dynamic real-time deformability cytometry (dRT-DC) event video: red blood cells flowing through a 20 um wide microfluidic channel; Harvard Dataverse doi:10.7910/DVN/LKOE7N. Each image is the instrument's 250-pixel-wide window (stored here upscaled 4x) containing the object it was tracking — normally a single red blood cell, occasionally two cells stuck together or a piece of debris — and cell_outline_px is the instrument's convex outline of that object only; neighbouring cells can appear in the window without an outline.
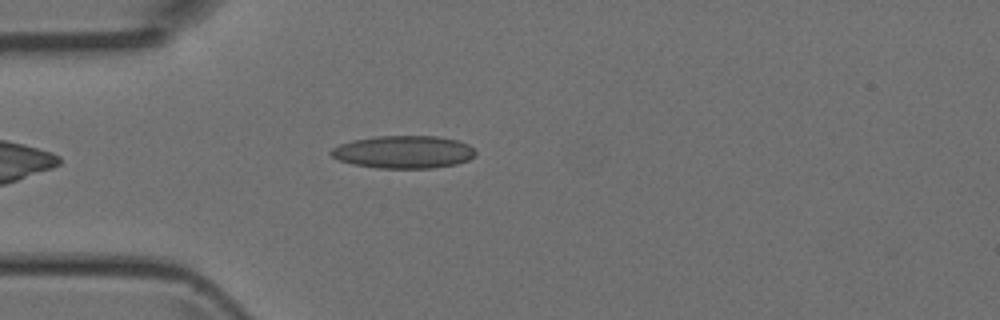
{"species": "Egyptian fruit bat (a non-hibernating species)", "species_latin": "Rousettus aegyptiacus", "temperature_condition": "room temperature", "stored_images_in_passage": 9, "camera_frame_rate_fps": 3000, "um_per_image_px": 0.085, "animal": {"sex": "female"}, "frame": {"image": 1, "passage_image": 2, "time_ms": 0.333, "image_size_px": [1000, 320], "cell_outline_px": [[476, 156], [468, 160], [456, 164], [432, 168], [376, 168], [352, 164], [340, 160], [332, 156], [328, 152], [332, 148], [340, 144], [352, 140], [376, 136], [436, 136], [460, 140], [468, 144], [476, 152]], "centroid_in_image_um": [34.31, 12.91], "position_along_channel_um": 50.7, "area_um2": 27.69}}
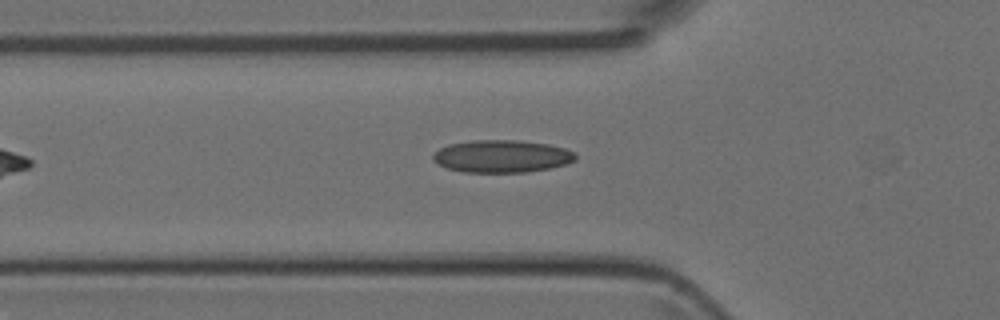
{"frame": {"image": 2, "passage_image": 5, "time_ms": 1.333, "image_size_px": [1000, 320], "cell_outline_px": [[576, 160], [564, 164], [548, 168], [524, 172], [464, 172], [448, 168], [432, 160], [432, 156], [440, 148], [448, 144], [472, 140], [516, 140], [548, 144], [564, 148], [572, 152], [576, 156]], "centroid_in_image_um": [42.63, 13.27], "position_along_channel_um": 83.2, "area_um2": 26.7}}
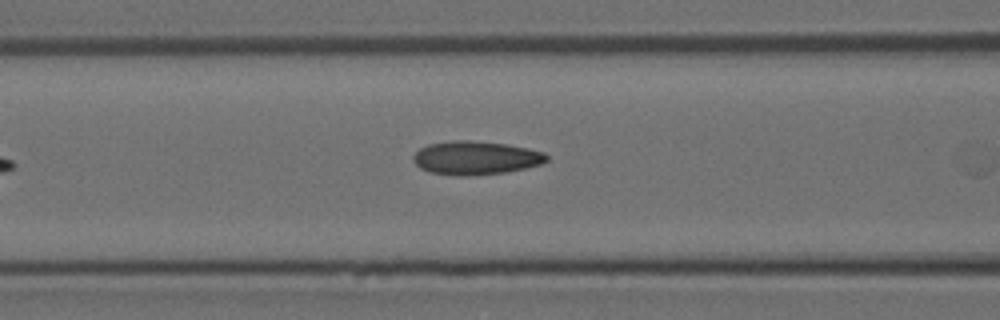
{"frame": {"image": 3, "passage_image": 8, "time_ms": 2.333, "image_size_px": [1000, 320], "cell_outline_px": [[548, 160], [540, 164], [524, 168], [504, 172], [464, 176], [460, 176], [428, 172], [420, 168], [412, 160], [412, 156], [420, 148], [428, 144], [452, 140], [468, 140], [504, 144], [528, 148], [544, 152], [548, 156]], "centroid_in_image_um": [40.4, 13.41], "position_along_channel_um": 126.2, "area_um2": 25.95}}